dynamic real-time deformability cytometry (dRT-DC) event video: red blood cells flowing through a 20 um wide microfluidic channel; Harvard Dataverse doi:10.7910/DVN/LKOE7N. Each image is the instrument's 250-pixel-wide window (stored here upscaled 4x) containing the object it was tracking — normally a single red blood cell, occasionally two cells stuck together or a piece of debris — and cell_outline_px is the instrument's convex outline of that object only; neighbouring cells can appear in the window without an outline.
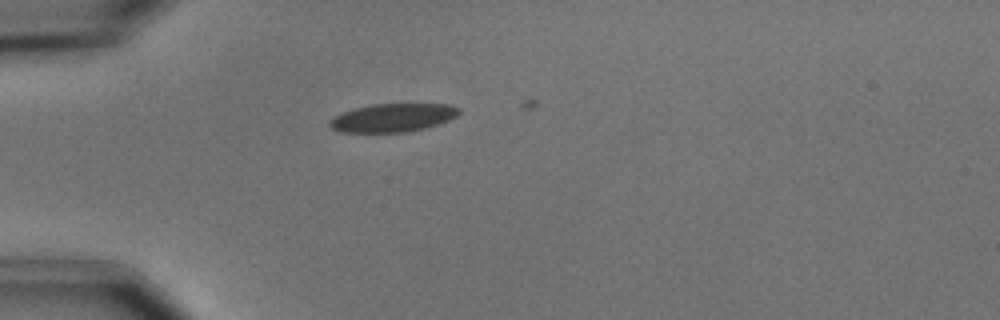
{"species": "common noctule bat (a hibernating species)", "species_latin": "Nyctalus noctula", "temperature_condition": "cold", "stored_images_in_passage": 3, "camera_frame_rate_fps": 3000, "um_per_image_px": 0.085, "animal": {"sex": "male", "body_mass_g": 15.6}, "frame": {"image": 1, "passage_image": 1, "time_ms": 0.0, "image_size_px": [1000, 320], "cell_outline_px": [[460, 112], [456, 116], [448, 120], [424, 128], [408, 132], [340, 132], [332, 128], [328, 124], [328, 120], [332, 116], [356, 108], [372, 104], [448, 104], [460, 108]], "centroid_in_image_um": [33.35, 10.0], "position_along_channel_um": 51.6, "area_um2": 21.27}}